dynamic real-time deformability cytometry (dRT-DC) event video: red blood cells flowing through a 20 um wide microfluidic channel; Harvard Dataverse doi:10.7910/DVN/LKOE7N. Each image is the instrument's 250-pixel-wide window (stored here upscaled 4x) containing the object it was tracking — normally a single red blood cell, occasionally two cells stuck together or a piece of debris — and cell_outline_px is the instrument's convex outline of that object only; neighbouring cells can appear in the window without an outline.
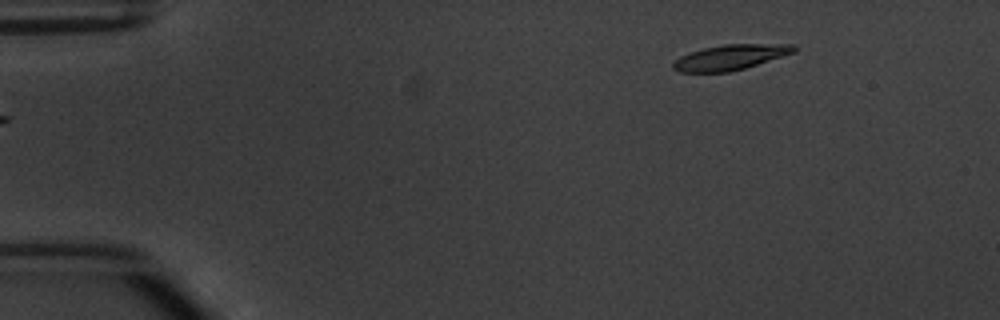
{"species": "common noctule bat (a hibernating species)", "species_latin": "Nyctalus noctula", "temperature_condition": "warm", "stored_images_in_passage": 3, "segment_of_instrument_passage": [2, 2], "camera_frame_rate_fps": 3000, "um_per_image_px": 0.085, "animal": {"sex": "male", "body_mass_g": 20.1, "forearm_length_mm": 53.5}, "frame": {"image": 1, "passage_image": 3, "time_ms": 3.333, "image_size_px": [1000, 320], "cell_outline_px": [[796, 52], [744, 68], [728, 72], [680, 72], [672, 68], [672, 64], [680, 56], [704, 48], [724, 44], [796, 44]], "centroid_in_image_um": [62.1, 4.86], "position_along_channel_um": 22.9, "area_um2": 17.63}}